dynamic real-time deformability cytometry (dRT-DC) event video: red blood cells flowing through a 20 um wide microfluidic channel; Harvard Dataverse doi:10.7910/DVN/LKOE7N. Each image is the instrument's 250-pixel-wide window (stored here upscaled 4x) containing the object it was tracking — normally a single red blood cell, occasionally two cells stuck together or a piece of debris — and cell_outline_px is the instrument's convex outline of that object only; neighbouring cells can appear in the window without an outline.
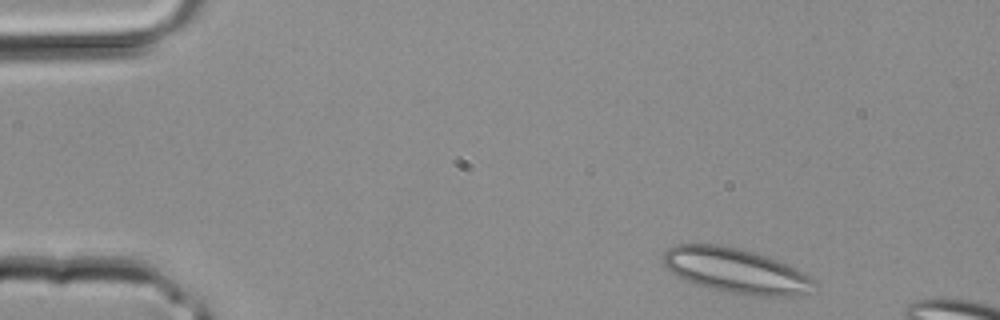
{"species": "common noctule bat (a hibernating species)", "species_latin": "Nyctalus noctula", "temperature_condition": "room temperature", "stored_images_in_passage": 3, "camera_frame_rate_fps": 3000, "um_per_image_px": 0.085, "animal": {"sex": "male", "body_mass_g": 20.4}, "frame": {"image": 1, "passage_image": 1, "time_ms": 0.0, "image_size_px": [1000, 320], "cell_outline_px": [[816, 280], [804, 292], [792, 296], [744, 296], [724, 292], [708, 288], [696, 284], [672, 272], [664, 264], [664, 252], [668, 248], [676, 244], [720, 244], [752, 252], [776, 260], [796, 268]], "centroid_in_image_um": [62.51, 23.01], "position_along_channel_um": 22.5, "area_um2": 38.96}}